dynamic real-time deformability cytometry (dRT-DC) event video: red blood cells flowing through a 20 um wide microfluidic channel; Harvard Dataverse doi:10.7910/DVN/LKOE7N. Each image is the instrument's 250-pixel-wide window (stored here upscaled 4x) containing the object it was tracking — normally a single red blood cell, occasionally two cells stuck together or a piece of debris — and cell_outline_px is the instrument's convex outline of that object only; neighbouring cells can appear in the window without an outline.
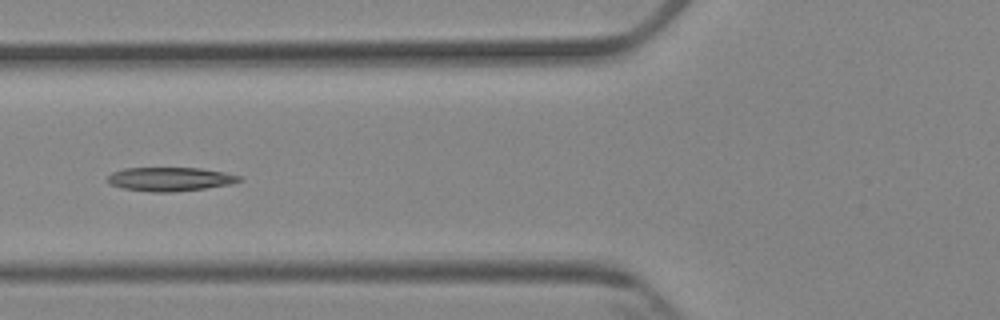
{"species": "Egyptian fruit bat (a non-hibernating species)", "species_latin": "Rousettus aegyptiacus", "temperature_condition": "cold", "stored_images_in_passage": 5, "camera_frame_rate_fps": 3000, "um_per_image_px": 0.085, "animal": {"sex": "female"}, "frame": {"image": 1, "passage_image": 5, "time_ms": 4.667, "image_size_px": [1000, 320], "cell_outline_px": [[244, 180], [232, 184], [204, 188], [172, 192], [152, 192], [124, 188], [108, 184], [108, 176], [112, 172], [124, 168], [200, 168], [224, 172], [240, 176]], "centroid_in_image_um": [14.47, 15.22], "position_along_channel_um": 111.3, "area_um2": 18.26}}